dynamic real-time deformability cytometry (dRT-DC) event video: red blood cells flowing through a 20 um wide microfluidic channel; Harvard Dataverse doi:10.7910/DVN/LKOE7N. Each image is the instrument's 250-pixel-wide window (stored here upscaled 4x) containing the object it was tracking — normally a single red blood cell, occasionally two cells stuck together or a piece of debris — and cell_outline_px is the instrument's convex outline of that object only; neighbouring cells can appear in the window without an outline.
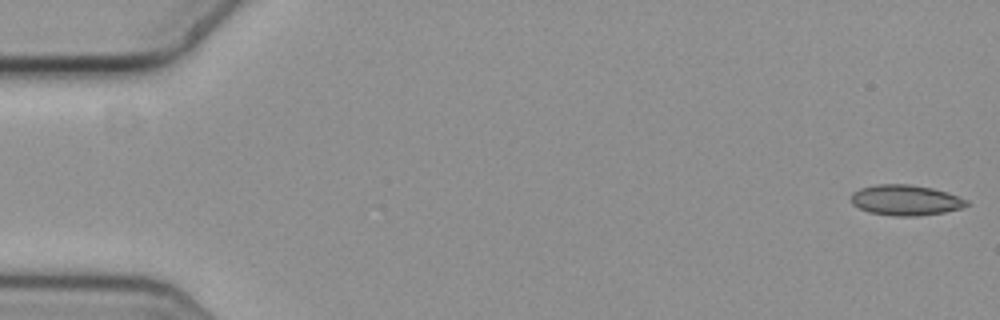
{"species": "common noctule bat (a hibernating species)", "species_latin": "Nyctalus noctula", "temperature_condition": "cold", "stored_images_in_passage": 18, "camera_frame_rate_fps": 3000, "um_per_image_px": 0.085, "animal": {"sex": "female", "body_mass_g": 19.3, "forearm_length_mm": 54.1}, "frame": {"image": 1, "passage_image": 1, "time_ms": 0.0, "image_size_px": [1000, 320], "cell_outline_px": [[968, 204], [960, 208], [944, 212], [920, 216], [892, 216], [868, 212], [852, 204], [852, 192], [860, 188], [876, 184], [908, 184], [932, 188], [968, 200]], "centroid_in_image_um": [76.93, 17.02], "position_along_channel_um": 8.1, "area_um2": 20.4}}
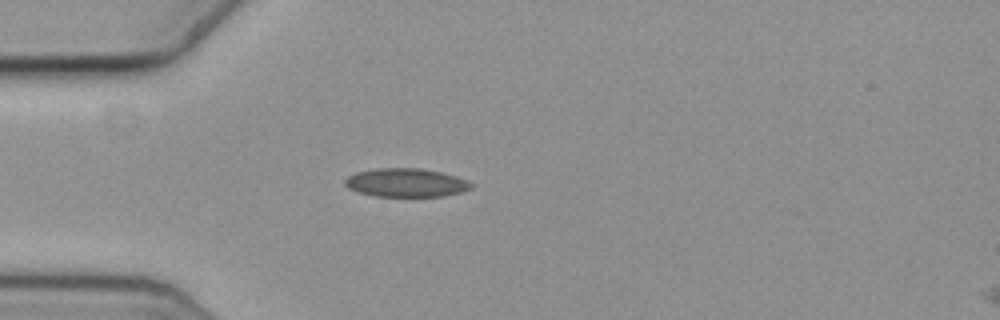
{"frame": {"image": 2, "passage_image": 16, "time_ms": 5.0, "image_size_px": [1000, 320], "cell_outline_px": [[472, 188], [460, 192], [444, 196], [372, 196], [356, 192], [348, 188], [344, 184], [344, 180], [348, 176], [356, 172], [376, 168], [420, 168], [440, 172], [456, 176], [472, 184]], "centroid_in_image_um": [34.45, 15.53], "position_along_channel_um": 50.6, "area_um2": 20.98}}